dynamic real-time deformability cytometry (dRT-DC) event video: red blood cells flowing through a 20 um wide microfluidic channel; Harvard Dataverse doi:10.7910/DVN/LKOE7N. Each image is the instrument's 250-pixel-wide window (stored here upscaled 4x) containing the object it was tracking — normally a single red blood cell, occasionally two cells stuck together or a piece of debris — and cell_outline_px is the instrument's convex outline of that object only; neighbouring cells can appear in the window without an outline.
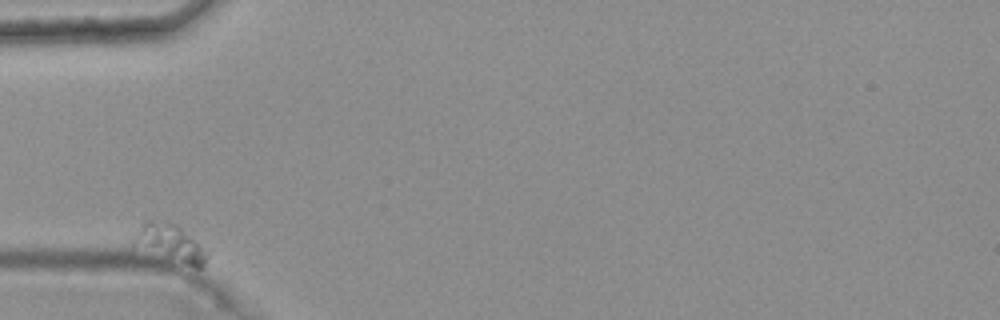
{"species": "common noctule bat (a hibernating species)", "species_latin": "Nyctalus noctula", "temperature_condition": "warm", "stored_images_in_passage": 10, "camera_frame_rate_fps": 3000, "um_per_image_px": 0.085, "animal": {"sex": "female", "body_mass_g": 25.1}, "frame": {"image": 1, "passage_image": 1, "time_ms": 0.0, "image_size_px": [1000, 320], "cell_outline_px": [[212, 248], [204, 264], [200, 268], [196, 268], [188, 264], [152, 244], [140, 232], [144, 220], [152, 220], [176, 224]], "centroid_in_image_um": [15.0, 20.58], "position_along_channel_um": 70.0, "area_um2": 13.18}}